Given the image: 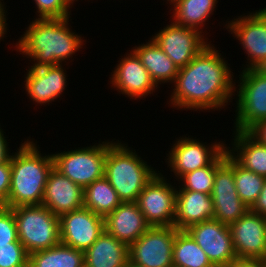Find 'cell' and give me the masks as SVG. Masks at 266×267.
<instances>
[{
	"instance_id": "cell-13",
	"label": "cell",
	"mask_w": 266,
	"mask_h": 267,
	"mask_svg": "<svg viewBox=\"0 0 266 267\" xmlns=\"http://www.w3.org/2000/svg\"><path fill=\"white\" fill-rule=\"evenodd\" d=\"M120 57L109 75L110 88L116 90L119 96L122 94L131 101H138V99L140 101L146 99L148 95L151 97V94L161 89L153 82L149 72L132 49L125 52L123 56L121 54Z\"/></svg>"
},
{
	"instance_id": "cell-27",
	"label": "cell",
	"mask_w": 266,
	"mask_h": 267,
	"mask_svg": "<svg viewBox=\"0 0 266 267\" xmlns=\"http://www.w3.org/2000/svg\"><path fill=\"white\" fill-rule=\"evenodd\" d=\"M83 207L105 217L122 201L105 176L95 180L83 189Z\"/></svg>"
},
{
	"instance_id": "cell-18",
	"label": "cell",
	"mask_w": 266,
	"mask_h": 267,
	"mask_svg": "<svg viewBox=\"0 0 266 267\" xmlns=\"http://www.w3.org/2000/svg\"><path fill=\"white\" fill-rule=\"evenodd\" d=\"M229 228L238 260H261L266 257L265 216L249 210Z\"/></svg>"
},
{
	"instance_id": "cell-3",
	"label": "cell",
	"mask_w": 266,
	"mask_h": 267,
	"mask_svg": "<svg viewBox=\"0 0 266 267\" xmlns=\"http://www.w3.org/2000/svg\"><path fill=\"white\" fill-rule=\"evenodd\" d=\"M22 142L10 157L11 184L7 208L42 205L46 182L54 167L52 152L41 153L37 140L29 136Z\"/></svg>"
},
{
	"instance_id": "cell-29",
	"label": "cell",
	"mask_w": 266,
	"mask_h": 267,
	"mask_svg": "<svg viewBox=\"0 0 266 267\" xmlns=\"http://www.w3.org/2000/svg\"><path fill=\"white\" fill-rule=\"evenodd\" d=\"M225 162V150L209 165L184 174L178 181L177 189L191 190L211 195L216 170Z\"/></svg>"
},
{
	"instance_id": "cell-8",
	"label": "cell",
	"mask_w": 266,
	"mask_h": 267,
	"mask_svg": "<svg viewBox=\"0 0 266 267\" xmlns=\"http://www.w3.org/2000/svg\"><path fill=\"white\" fill-rule=\"evenodd\" d=\"M223 24L247 56L240 71L266 68V7L228 18Z\"/></svg>"
},
{
	"instance_id": "cell-41",
	"label": "cell",
	"mask_w": 266,
	"mask_h": 267,
	"mask_svg": "<svg viewBox=\"0 0 266 267\" xmlns=\"http://www.w3.org/2000/svg\"><path fill=\"white\" fill-rule=\"evenodd\" d=\"M262 267H266V257L264 259L259 260Z\"/></svg>"
},
{
	"instance_id": "cell-34",
	"label": "cell",
	"mask_w": 266,
	"mask_h": 267,
	"mask_svg": "<svg viewBox=\"0 0 266 267\" xmlns=\"http://www.w3.org/2000/svg\"><path fill=\"white\" fill-rule=\"evenodd\" d=\"M11 184V163L10 159L0 164V207H6Z\"/></svg>"
},
{
	"instance_id": "cell-39",
	"label": "cell",
	"mask_w": 266,
	"mask_h": 267,
	"mask_svg": "<svg viewBox=\"0 0 266 267\" xmlns=\"http://www.w3.org/2000/svg\"><path fill=\"white\" fill-rule=\"evenodd\" d=\"M228 267H262L259 260H236Z\"/></svg>"
},
{
	"instance_id": "cell-16",
	"label": "cell",
	"mask_w": 266,
	"mask_h": 267,
	"mask_svg": "<svg viewBox=\"0 0 266 267\" xmlns=\"http://www.w3.org/2000/svg\"><path fill=\"white\" fill-rule=\"evenodd\" d=\"M186 231L206 253L215 267H228L238 260L229 226L215 219L190 226Z\"/></svg>"
},
{
	"instance_id": "cell-32",
	"label": "cell",
	"mask_w": 266,
	"mask_h": 267,
	"mask_svg": "<svg viewBox=\"0 0 266 267\" xmlns=\"http://www.w3.org/2000/svg\"><path fill=\"white\" fill-rule=\"evenodd\" d=\"M28 256L20 241L0 245V267H28Z\"/></svg>"
},
{
	"instance_id": "cell-22",
	"label": "cell",
	"mask_w": 266,
	"mask_h": 267,
	"mask_svg": "<svg viewBox=\"0 0 266 267\" xmlns=\"http://www.w3.org/2000/svg\"><path fill=\"white\" fill-rule=\"evenodd\" d=\"M231 136L232 141L226 145L228 154L244 169L266 178V145L247 131H233Z\"/></svg>"
},
{
	"instance_id": "cell-38",
	"label": "cell",
	"mask_w": 266,
	"mask_h": 267,
	"mask_svg": "<svg viewBox=\"0 0 266 267\" xmlns=\"http://www.w3.org/2000/svg\"><path fill=\"white\" fill-rule=\"evenodd\" d=\"M7 5L3 2H0V43L4 38L6 39V35H8V32H10L9 29V23H7L8 21V9H6ZM8 26V27H7ZM9 30V31H8Z\"/></svg>"
},
{
	"instance_id": "cell-12",
	"label": "cell",
	"mask_w": 266,
	"mask_h": 267,
	"mask_svg": "<svg viewBox=\"0 0 266 267\" xmlns=\"http://www.w3.org/2000/svg\"><path fill=\"white\" fill-rule=\"evenodd\" d=\"M177 230L174 226H151L129 246V260L142 267H173Z\"/></svg>"
},
{
	"instance_id": "cell-26",
	"label": "cell",
	"mask_w": 266,
	"mask_h": 267,
	"mask_svg": "<svg viewBox=\"0 0 266 267\" xmlns=\"http://www.w3.org/2000/svg\"><path fill=\"white\" fill-rule=\"evenodd\" d=\"M84 251L59 243L49 249L35 251L28 256V267H81Z\"/></svg>"
},
{
	"instance_id": "cell-20",
	"label": "cell",
	"mask_w": 266,
	"mask_h": 267,
	"mask_svg": "<svg viewBox=\"0 0 266 267\" xmlns=\"http://www.w3.org/2000/svg\"><path fill=\"white\" fill-rule=\"evenodd\" d=\"M150 227L136 202H122L104 217L105 231L128 246Z\"/></svg>"
},
{
	"instance_id": "cell-40",
	"label": "cell",
	"mask_w": 266,
	"mask_h": 267,
	"mask_svg": "<svg viewBox=\"0 0 266 267\" xmlns=\"http://www.w3.org/2000/svg\"><path fill=\"white\" fill-rule=\"evenodd\" d=\"M125 267H142V266H139V265L131 262L130 260H128L127 264L125 265Z\"/></svg>"
},
{
	"instance_id": "cell-33",
	"label": "cell",
	"mask_w": 266,
	"mask_h": 267,
	"mask_svg": "<svg viewBox=\"0 0 266 267\" xmlns=\"http://www.w3.org/2000/svg\"><path fill=\"white\" fill-rule=\"evenodd\" d=\"M19 241L13 211L0 207V245Z\"/></svg>"
},
{
	"instance_id": "cell-10",
	"label": "cell",
	"mask_w": 266,
	"mask_h": 267,
	"mask_svg": "<svg viewBox=\"0 0 266 267\" xmlns=\"http://www.w3.org/2000/svg\"><path fill=\"white\" fill-rule=\"evenodd\" d=\"M164 173L160 169L136 201L150 226H174L177 186Z\"/></svg>"
},
{
	"instance_id": "cell-24",
	"label": "cell",
	"mask_w": 266,
	"mask_h": 267,
	"mask_svg": "<svg viewBox=\"0 0 266 267\" xmlns=\"http://www.w3.org/2000/svg\"><path fill=\"white\" fill-rule=\"evenodd\" d=\"M129 260V246L104 232L84 252L86 267H125Z\"/></svg>"
},
{
	"instance_id": "cell-23",
	"label": "cell",
	"mask_w": 266,
	"mask_h": 267,
	"mask_svg": "<svg viewBox=\"0 0 266 267\" xmlns=\"http://www.w3.org/2000/svg\"><path fill=\"white\" fill-rule=\"evenodd\" d=\"M149 39L143 44L138 42V46L135 44L132 50L137 54L158 88L161 84L172 85L179 69L171 58L151 38Z\"/></svg>"
},
{
	"instance_id": "cell-6",
	"label": "cell",
	"mask_w": 266,
	"mask_h": 267,
	"mask_svg": "<svg viewBox=\"0 0 266 267\" xmlns=\"http://www.w3.org/2000/svg\"><path fill=\"white\" fill-rule=\"evenodd\" d=\"M235 80V120L233 130L248 131L257 122L266 119V68L238 71Z\"/></svg>"
},
{
	"instance_id": "cell-14",
	"label": "cell",
	"mask_w": 266,
	"mask_h": 267,
	"mask_svg": "<svg viewBox=\"0 0 266 267\" xmlns=\"http://www.w3.org/2000/svg\"><path fill=\"white\" fill-rule=\"evenodd\" d=\"M211 198L213 219L230 226L250 209L240 199L234 182V159L225 149V162L216 170Z\"/></svg>"
},
{
	"instance_id": "cell-31",
	"label": "cell",
	"mask_w": 266,
	"mask_h": 267,
	"mask_svg": "<svg viewBox=\"0 0 266 267\" xmlns=\"http://www.w3.org/2000/svg\"><path fill=\"white\" fill-rule=\"evenodd\" d=\"M35 19H61L71 17L75 0H33Z\"/></svg>"
},
{
	"instance_id": "cell-15",
	"label": "cell",
	"mask_w": 266,
	"mask_h": 267,
	"mask_svg": "<svg viewBox=\"0 0 266 267\" xmlns=\"http://www.w3.org/2000/svg\"><path fill=\"white\" fill-rule=\"evenodd\" d=\"M65 66V68H64ZM70 68L69 65L57 64L51 66H43L38 68L25 67L23 82L26 95L29 97L30 102L36 106L52 105V102L61 99L63 91L68 87V74L66 71Z\"/></svg>"
},
{
	"instance_id": "cell-36",
	"label": "cell",
	"mask_w": 266,
	"mask_h": 267,
	"mask_svg": "<svg viewBox=\"0 0 266 267\" xmlns=\"http://www.w3.org/2000/svg\"><path fill=\"white\" fill-rule=\"evenodd\" d=\"M247 132L259 143L266 145V119L257 122Z\"/></svg>"
},
{
	"instance_id": "cell-17",
	"label": "cell",
	"mask_w": 266,
	"mask_h": 267,
	"mask_svg": "<svg viewBox=\"0 0 266 267\" xmlns=\"http://www.w3.org/2000/svg\"><path fill=\"white\" fill-rule=\"evenodd\" d=\"M61 243L84 252L104 232V217L81 207L59 216Z\"/></svg>"
},
{
	"instance_id": "cell-9",
	"label": "cell",
	"mask_w": 266,
	"mask_h": 267,
	"mask_svg": "<svg viewBox=\"0 0 266 267\" xmlns=\"http://www.w3.org/2000/svg\"><path fill=\"white\" fill-rule=\"evenodd\" d=\"M187 136L184 134L173 140L164 159L170 170L169 175H173L168 176V179L173 177V182L178 181L184 174L209 166L226 149L227 144L223 139L213 141L212 138V141L207 143L196 136V139L191 135Z\"/></svg>"
},
{
	"instance_id": "cell-25",
	"label": "cell",
	"mask_w": 266,
	"mask_h": 267,
	"mask_svg": "<svg viewBox=\"0 0 266 267\" xmlns=\"http://www.w3.org/2000/svg\"><path fill=\"white\" fill-rule=\"evenodd\" d=\"M218 1L219 0H176L168 6V8L170 7L168 13H172L170 15V20L178 25L198 30L207 38L211 37V34L207 36L209 33L206 29H208L209 26L206 24L209 25V18L214 15V11L218 7Z\"/></svg>"
},
{
	"instance_id": "cell-21",
	"label": "cell",
	"mask_w": 266,
	"mask_h": 267,
	"mask_svg": "<svg viewBox=\"0 0 266 267\" xmlns=\"http://www.w3.org/2000/svg\"><path fill=\"white\" fill-rule=\"evenodd\" d=\"M214 203L211 195L177 189L174 227L186 230L190 226L213 219Z\"/></svg>"
},
{
	"instance_id": "cell-4",
	"label": "cell",
	"mask_w": 266,
	"mask_h": 267,
	"mask_svg": "<svg viewBox=\"0 0 266 267\" xmlns=\"http://www.w3.org/2000/svg\"><path fill=\"white\" fill-rule=\"evenodd\" d=\"M114 140L116 139L107 140L104 176L122 202H136L144 187L159 170L148 164L136 149L129 147L128 142Z\"/></svg>"
},
{
	"instance_id": "cell-42",
	"label": "cell",
	"mask_w": 266,
	"mask_h": 267,
	"mask_svg": "<svg viewBox=\"0 0 266 267\" xmlns=\"http://www.w3.org/2000/svg\"><path fill=\"white\" fill-rule=\"evenodd\" d=\"M174 1H176V0H165L164 2H165V4H167V6L168 5L170 6Z\"/></svg>"
},
{
	"instance_id": "cell-1",
	"label": "cell",
	"mask_w": 266,
	"mask_h": 267,
	"mask_svg": "<svg viewBox=\"0 0 266 267\" xmlns=\"http://www.w3.org/2000/svg\"><path fill=\"white\" fill-rule=\"evenodd\" d=\"M213 45H207L189 64L179 69L171 85L172 93L166 99L168 107L210 113L224 108L226 111L230 103L233 105L235 73L219 47Z\"/></svg>"
},
{
	"instance_id": "cell-5",
	"label": "cell",
	"mask_w": 266,
	"mask_h": 267,
	"mask_svg": "<svg viewBox=\"0 0 266 267\" xmlns=\"http://www.w3.org/2000/svg\"><path fill=\"white\" fill-rule=\"evenodd\" d=\"M15 216L18 239L28 254L61 243L59 216L43 205L10 208Z\"/></svg>"
},
{
	"instance_id": "cell-19",
	"label": "cell",
	"mask_w": 266,
	"mask_h": 267,
	"mask_svg": "<svg viewBox=\"0 0 266 267\" xmlns=\"http://www.w3.org/2000/svg\"><path fill=\"white\" fill-rule=\"evenodd\" d=\"M83 188L52 168L42 199V205L60 216L83 207Z\"/></svg>"
},
{
	"instance_id": "cell-37",
	"label": "cell",
	"mask_w": 266,
	"mask_h": 267,
	"mask_svg": "<svg viewBox=\"0 0 266 267\" xmlns=\"http://www.w3.org/2000/svg\"><path fill=\"white\" fill-rule=\"evenodd\" d=\"M250 211L266 217V180L261 193L259 194L253 206L250 208Z\"/></svg>"
},
{
	"instance_id": "cell-2",
	"label": "cell",
	"mask_w": 266,
	"mask_h": 267,
	"mask_svg": "<svg viewBox=\"0 0 266 267\" xmlns=\"http://www.w3.org/2000/svg\"><path fill=\"white\" fill-rule=\"evenodd\" d=\"M71 20V17L35 19L33 16L32 21L28 20L30 24L25 27L21 37L16 39V43L13 40L10 44L16 53L21 54L24 59L27 58L28 67L69 65L74 60L72 57L76 56V52L81 51L87 42V39L82 37L83 34L72 31Z\"/></svg>"
},
{
	"instance_id": "cell-11",
	"label": "cell",
	"mask_w": 266,
	"mask_h": 267,
	"mask_svg": "<svg viewBox=\"0 0 266 267\" xmlns=\"http://www.w3.org/2000/svg\"><path fill=\"white\" fill-rule=\"evenodd\" d=\"M150 38L171 58L178 69L189 64L209 41L200 31L181 26L170 20Z\"/></svg>"
},
{
	"instance_id": "cell-28",
	"label": "cell",
	"mask_w": 266,
	"mask_h": 267,
	"mask_svg": "<svg viewBox=\"0 0 266 267\" xmlns=\"http://www.w3.org/2000/svg\"><path fill=\"white\" fill-rule=\"evenodd\" d=\"M172 256L173 267H215L186 230H177Z\"/></svg>"
},
{
	"instance_id": "cell-7",
	"label": "cell",
	"mask_w": 266,
	"mask_h": 267,
	"mask_svg": "<svg viewBox=\"0 0 266 267\" xmlns=\"http://www.w3.org/2000/svg\"><path fill=\"white\" fill-rule=\"evenodd\" d=\"M95 142L52 153L54 167L83 189L105 175L107 140Z\"/></svg>"
},
{
	"instance_id": "cell-30",
	"label": "cell",
	"mask_w": 266,
	"mask_h": 267,
	"mask_svg": "<svg viewBox=\"0 0 266 267\" xmlns=\"http://www.w3.org/2000/svg\"><path fill=\"white\" fill-rule=\"evenodd\" d=\"M266 178L244 169L234 160V182L237 194L250 209L262 191Z\"/></svg>"
},
{
	"instance_id": "cell-35",
	"label": "cell",
	"mask_w": 266,
	"mask_h": 267,
	"mask_svg": "<svg viewBox=\"0 0 266 267\" xmlns=\"http://www.w3.org/2000/svg\"><path fill=\"white\" fill-rule=\"evenodd\" d=\"M1 124L2 123H0V164L5 163L10 159L12 155L11 151H13L11 147H9V143L11 142L7 141L8 139L6 138H8V136L4 134L5 132Z\"/></svg>"
}]
</instances>
